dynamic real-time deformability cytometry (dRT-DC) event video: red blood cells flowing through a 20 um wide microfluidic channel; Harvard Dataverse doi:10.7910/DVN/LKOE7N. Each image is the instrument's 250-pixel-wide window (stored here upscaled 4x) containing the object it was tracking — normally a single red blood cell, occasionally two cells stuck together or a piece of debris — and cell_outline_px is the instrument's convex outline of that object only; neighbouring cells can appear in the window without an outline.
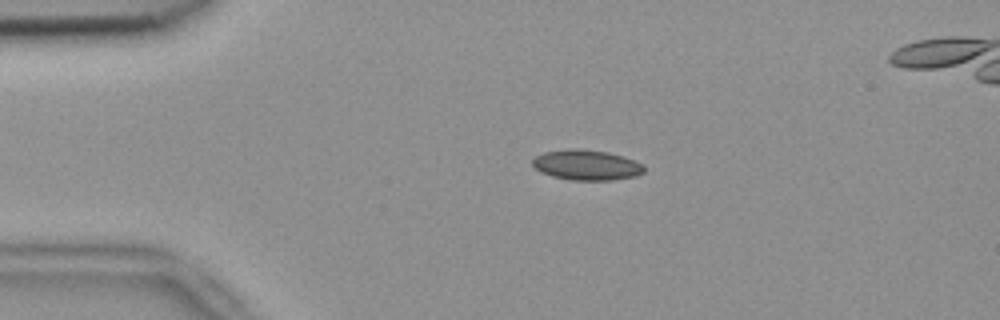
{"species": "common noctule bat (a hibernating species)", "species_latin": "Nyctalus noctula", "temperature_condition": "room temperature", "stored_images_in_passage": 54, "segment_of_instrument_passage": [1, 2], "camera_frame_rate_fps": 3000, "um_per_image_px": 0.085, "animal": {"sex": "female", "body_mass_g": 18.4}, "frame": {"image": 1, "passage_image": 11, "time_ms": 3.333, "image_size_px": [1000, 320], "cell_outline_px": [[644, 172], [636, 176], [612, 180], [572, 180], [552, 176], [540, 172], [532, 164], [532, 160], [536, 156], [544, 152], [568, 148], [576, 148], [608, 152], [636, 160], [644, 164]], "centroid_in_image_um": [49.87, 14.02], "position_along_channel_um": 35.1, "area_um2": 19.83}}
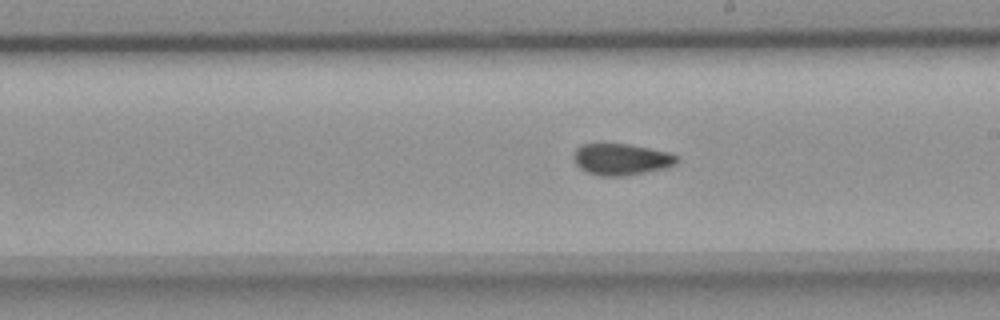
{"frame": {"image": 2, "passage_image": 30, "time_ms": 9.667, "image_size_px": [1000, 320], "cell_outline_px": [[680, 160], [676, 164], [664, 168], [624, 176], [600, 176], [588, 172], [580, 168], [576, 164], [572, 156], [576, 148], [580, 144], [628, 144], [668, 152], [680, 156]], "centroid_in_image_um": [52.81, 13.54], "position_along_channel_um": 236.2, "area_um2": 18.96}}
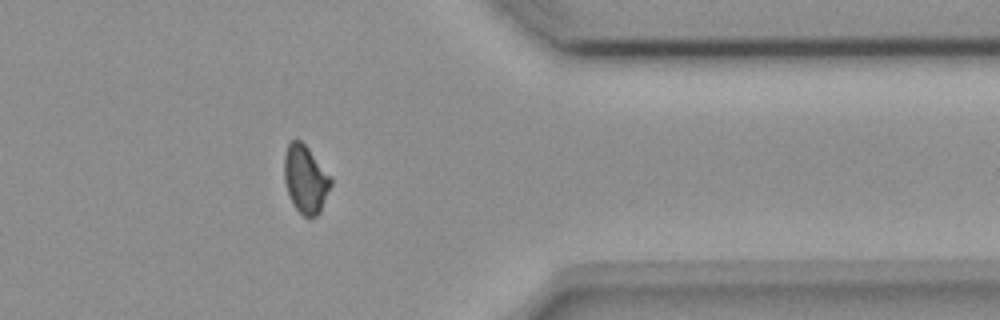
{"frame": {"image": 3, "passage_image": 43, "time_ms": 14.0, "image_size_px": [1000, 320], "cell_outline_px": [[332, 184], [320, 212], [316, 216], [308, 220], [296, 208], [288, 192], [284, 180], [284, 156], [288, 144], [292, 140], [300, 140], [308, 148], [332, 180]], "centroid_in_image_um": [25.96, 15.26], "position_along_channel_um": 385.4, "area_um2": 18.15}}